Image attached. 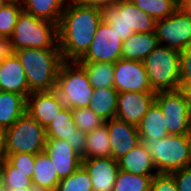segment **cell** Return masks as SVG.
<instances>
[{"label":"cell","mask_w":191,"mask_h":191,"mask_svg":"<svg viewBox=\"0 0 191 191\" xmlns=\"http://www.w3.org/2000/svg\"><path fill=\"white\" fill-rule=\"evenodd\" d=\"M102 20L101 9L67 0L58 24V45L64 61H79L86 54Z\"/></svg>","instance_id":"1"},{"label":"cell","mask_w":191,"mask_h":191,"mask_svg":"<svg viewBox=\"0 0 191 191\" xmlns=\"http://www.w3.org/2000/svg\"><path fill=\"white\" fill-rule=\"evenodd\" d=\"M14 53L24 68L30 93L55 90L64 62L60 49L22 48Z\"/></svg>","instance_id":"2"},{"label":"cell","mask_w":191,"mask_h":191,"mask_svg":"<svg viewBox=\"0 0 191 191\" xmlns=\"http://www.w3.org/2000/svg\"><path fill=\"white\" fill-rule=\"evenodd\" d=\"M11 51L22 48L60 49L58 24L22 10L18 15L14 32L9 37Z\"/></svg>","instance_id":"3"},{"label":"cell","mask_w":191,"mask_h":191,"mask_svg":"<svg viewBox=\"0 0 191 191\" xmlns=\"http://www.w3.org/2000/svg\"><path fill=\"white\" fill-rule=\"evenodd\" d=\"M150 152L158 173H171L188 167L191 134L168 135L162 139L140 138Z\"/></svg>","instance_id":"4"},{"label":"cell","mask_w":191,"mask_h":191,"mask_svg":"<svg viewBox=\"0 0 191 191\" xmlns=\"http://www.w3.org/2000/svg\"><path fill=\"white\" fill-rule=\"evenodd\" d=\"M143 64L155 92L181 88L180 51L159 44L143 60Z\"/></svg>","instance_id":"5"},{"label":"cell","mask_w":191,"mask_h":191,"mask_svg":"<svg viewBox=\"0 0 191 191\" xmlns=\"http://www.w3.org/2000/svg\"><path fill=\"white\" fill-rule=\"evenodd\" d=\"M55 91L71 109L88 107L94 94L85 69L77 61H64L59 69Z\"/></svg>","instance_id":"6"},{"label":"cell","mask_w":191,"mask_h":191,"mask_svg":"<svg viewBox=\"0 0 191 191\" xmlns=\"http://www.w3.org/2000/svg\"><path fill=\"white\" fill-rule=\"evenodd\" d=\"M103 20L123 41L134 33L155 32L156 20L135 6L131 0H121L117 5L102 10Z\"/></svg>","instance_id":"7"},{"label":"cell","mask_w":191,"mask_h":191,"mask_svg":"<svg viewBox=\"0 0 191 191\" xmlns=\"http://www.w3.org/2000/svg\"><path fill=\"white\" fill-rule=\"evenodd\" d=\"M46 129L27 112L6 129V154L45 151Z\"/></svg>","instance_id":"8"},{"label":"cell","mask_w":191,"mask_h":191,"mask_svg":"<svg viewBox=\"0 0 191 191\" xmlns=\"http://www.w3.org/2000/svg\"><path fill=\"white\" fill-rule=\"evenodd\" d=\"M155 102L163 111L169 135L191 134V103L182 88L156 92Z\"/></svg>","instance_id":"9"},{"label":"cell","mask_w":191,"mask_h":191,"mask_svg":"<svg viewBox=\"0 0 191 191\" xmlns=\"http://www.w3.org/2000/svg\"><path fill=\"white\" fill-rule=\"evenodd\" d=\"M155 33L159 44L181 52L191 44V16L179 7L156 21Z\"/></svg>","instance_id":"10"},{"label":"cell","mask_w":191,"mask_h":191,"mask_svg":"<svg viewBox=\"0 0 191 191\" xmlns=\"http://www.w3.org/2000/svg\"><path fill=\"white\" fill-rule=\"evenodd\" d=\"M123 41L112 30L110 25L102 20L97 27L94 39L86 54L78 63L105 62L115 63L121 59Z\"/></svg>","instance_id":"11"},{"label":"cell","mask_w":191,"mask_h":191,"mask_svg":"<svg viewBox=\"0 0 191 191\" xmlns=\"http://www.w3.org/2000/svg\"><path fill=\"white\" fill-rule=\"evenodd\" d=\"M113 87L122 92H155L149 82L143 61L119 59L114 63Z\"/></svg>","instance_id":"12"},{"label":"cell","mask_w":191,"mask_h":191,"mask_svg":"<svg viewBox=\"0 0 191 191\" xmlns=\"http://www.w3.org/2000/svg\"><path fill=\"white\" fill-rule=\"evenodd\" d=\"M156 92L118 93L116 118L137 126L155 102Z\"/></svg>","instance_id":"13"},{"label":"cell","mask_w":191,"mask_h":191,"mask_svg":"<svg viewBox=\"0 0 191 191\" xmlns=\"http://www.w3.org/2000/svg\"><path fill=\"white\" fill-rule=\"evenodd\" d=\"M64 107L55 90L31 92L27 97L26 112L45 129Z\"/></svg>","instance_id":"14"},{"label":"cell","mask_w":191,"mask_h":191,"mask_svg":"<svg viewBox=\"0 0 191 191\" xmlns=\"http://www.w3.org/2000/svg\"><path fill=\"white\" fill-rule=\"evenodd\" d=\"M45 151L61 180L74 173L82 165V157L66 140L46 139Z\"/></svg>","instance_id":"15"},{"label":"cell","mask_w":191,"mask_h":191,"mask_svg":"<svg viewBox=\"0 0 191 191\" xmlns=\"http://www.w3.org/2000/svg\"><path fill=\"white\" fill-rule=\"evenodd\" d=\"M105 123L109 132L111 157L114 160H118L141 142L137 126L117 118Z\"/></svg>","instance_id":"16"},{"label":"cell","mask_w":191,"mask_h":191,"mask_svg":"<svg viewBox=\"0 0 191 191\" xmlns=\"http://www.w3.org/2000/svg\"><path fill=\"white\" fill-rule=\"evenodd\" d=\"M82 166L91 177L93 191H113L118 161L112 157L82 158Z\"/></svg>","instance_id":"17"},{"label":"cell","mask_w":191,"mask_h":191,"mask_svg":"<svg viewBox=\"0 0 191 191\" xmlns=\"http://www.w3.org/2000/svg\"><path fill=\"white\" fill-rule=\"evenodd\" d=\"M0 91L14 92L24 96L30 95L24 68L14 52L3 59L0 74Z\"/></svg>","instance_id":"18"},{"label":"cell","mask_w":191,"mask_h":191,"mask_svg":"<svg viewBox=\"0 0 191 191\" xmlns=\"http://www.w3.org/2000/svg\"><path fill=\"white\" fill-rule=\"evenodd\" d=\"M120 170L138 175H155L157 170L153 164L150 152L142 142H139L131 151L119 158Z\"/></svg>","instance_id":"19"},{"label":"cell","mask_w":191,"mask_h":191,"mask_svg":"<svg viewBox=\"0 0 191 191\" xmlns=\"http://www.w3.org/2000/svg\"><path fill=\"white\" fill-rule=\"evenodd\" d=\"M158 45L155 32L134 33L123 40L121 59L143 61Z\"/></svg>","instance_id":"20"},{"label":"cell","mask_w":191,"mask_h":191,"mask_svg":"<svg viewBox=\"0 0 191 191\" xmlns=\"http://www.w3.org/2000/svg\"><path fill=\"white\" fill-rule=\"evenodd\" d=\"M67 0H20L24 11L37 18L59 24Z\"/></svg>","instance_id":"21"},{"label":"cell","mask_w":191,"mask_h":191,"mask_svg":"<svg viewBox=\"0 0 191 191\" xmlns=\"http://www.w3.org/2000/svg\"><path fill=\"white\" fill-rule=\"evenodd\" d=\"M27 99L14 92L0 91V125L11 127L26 113Z\"/></svg>","instance_id":"22"},{"label":"cell","mask_w":191,"mask_h":191,"mask_svg":"<svg viewBox=\"0 0 191 191\" xmlns=\"http://www.w3.org/2000/svg\"><path fill=\"white\" fill-rule=\"evenodd\" d=\"M140 138L162 139L169 135L162 109L154 102L137 125Z\"/></svg>","instance_id":"23"},{"label":"cell","mask_w":191,"mask_h":191,"mask_svg":"<svg viewBox=\"0 0 191 191\" xmlns=\"http://www.w3.org/2000/svg\"><path fill=\"white\" fill-rule=\"evenodd\" d=\"M32 185L55 191L60 179L46 151L36 154Z\"/></svg>","instance_id":"24"},{"label":"cell","mask_w":191,"mask_h":191,"mask_svg":"<svg viewBox=\"0 0 191 191\" xmlns=\"http://www.w3.org/2000/svg\"><path fill=\"white\" fill-rule=\"evenodd\" d=\"M118 92L114 87L94 89L88 108L104 121L116 118Z\"/></svg>","instance_id":"25"},{"label":"cell","mask_w":191,"mask_h":191,"mask_svg":"<svg viewBox=\"0 0 191 191\" xmlns=\"http://www.w3.org/2000/svg\"><path fill=\"white\" fill-rule=\"evenodd\" d=\"M77 129L72 109L65 106L47 126L46 138L70 141Z\"/></svg>","instance_id":"26"},{"label":"cell","mask_w":191,"mask_h":191,"mask_svg":"<svg viewBox=\"0 0 191 191\" xmlns=\"http://www.w3.org/2000/svg\"><path fill=\"white\" fill-rule=\"evenodd\" d=\"M87 144L82 158L111 157V144L106 123L86 134Z\"/></svg>","instance_id":"27"},{"label":"cell","mask_w":191,"mask_h":191,"mask_svg":"<svg viewBox=\"0 0 191 191\" xmlns=\"http://www.w3.org/2000/svg\"><path fill=\"white\" fill-rule=\"evenodd\" d=\"M86 71L94 89L113 87L114 63L91 62L79 63Z\"/></svg>","instance_id":"28"},{"label":"cell","mask_w":191,"mask_h":191,"mask_svg":"<svg viewBox=\"0 0 191 191\" xmlns=\"http://www.w3.org/2000/svg\"><path fill=\"white\" fill-rule=\"evenodd\" d=\"M154 175H138L118 170L113 191H150Z\"/></svg>","instance_id":"29"},{"label":"cell","mask_w":191,"mask_h":191,"mask_svg":"<svg viewBox=\"0 0 191 191\" xmlns=\"http://www.w3.org/2000/svg\"><path fill=\"white\" fill-rule=\"evenodd\" d=\"M131 2L156 21L167 18L180 7L176 0H131Z\"/></svg>","instance_id":"30"},{"label":"cell","mask_w":191,"mask_h":191,"mask_svg":"<svg viewBox=\"0 0 191 191\" xmlns=\"http://www.w3.org/2000/svg\"><path fill=\"white\" fill-rule=\"evenodd\" d=\"M33 172H22L6 159L0 163V179L7 189L29 188L32 185Z\"/></svg>","instance_id":"31"},{"label":"cell","mask_w":191,"mask_h":191,"mask_svg":"<svg viewBox=\"0 0 191 191\" xmlns=\"http://www.w3.org/2000/svg\"><path fill=\"white\" fill-rule=\"evenodd\" d=\"M55 191H93L91 177L81 165L67 178L61 179Z\"/></svg>","instance_id":"32"},{"label":"cell","mask_w":191,"mask_h":191,"mask_svg":"<svg viewBox=\"0 0 191 191\" xmlns=\"http://www.w3.org/2000/svg\"><path fill=\"white\" fill-rule=\"evenodd\" d=\"M22 10L19 2H8L0 9V36L9 38L12 35Z\"/></svg>","instance_id":"33"},{"label":"cell","mask_w":191,"mask_h":191,"mask_svg":"<svg viewBox=\"0 0 191 191\" xmlns=\"http://www.w3.org/2000/svg\"><path fill=\"white\" fill-rule=\"evenodd\" d=\"M72 115L76 127L86 134L105 123L102 118L88 107L72 109Z\"/></svg>","instance_id":"34"},{"label":"cell","mask_w":191,"mask_h":191,"mask_svg":"<svg viewBox=\"0 0 191 191\" xmlns=\"http://www.w3.org/2000/svg\"><path fill=\"white\" fill-rule=\"evenodd\" d=\"M5 159L14 167L22 172H34L36 154L16 153L6 154Z\"/></svg>","instance_id":"35"},{"label":"cell","mask_w":191,"mask_h":191,"mask_svg":"<svg viewBox=\"0 0 191 191\" xmlns=\"http://www.w3.org/2000/svg\"><path fill=\"white\" fill-rule=\"evenodd\" d=\"M150 191H178V189L171 173H157L152 179Z\"/></svg>","instance_id":"36"},{"label":"cell","mask_w":191,"mask_h":191,"mask_svg":"<svg viewBox=\"0 0 191 191\" xmlns=\"http://www.w3.org/2000/svg\"><path fill=\"white\" fill-rule=\"evenodd\" d=\"M191 81V44L180 52V86Z\"/></svg>","instance_id":"37"},{"label":"cell","mask_w":191,"mask_h":191,"mask_svg":"<svg viewBox=\"0 0 191 191\" xmlns=\"http://www.w3.org/2000/svg\"><path fill=\"white\" fill-rule=\"evenodd\" d=\"M178 191H191V168H182L171 172Z\"/></svg>","instance_id":"38"},{"label":"cell","mask_w":191,"mask_h":191,"mask_svg":"<svg viewBox=\"0 0 191 191\" xmlns=\"http://www.w3.org/2000/svg\"><path fill=\"white\" fill-rule=\"evenodd\" d=\"M67 142L72 146V149L78 153V155L81 157L84 156L87 144L86 133L80 129H77L75 131V135L70 139V141Z\"/></svg>","instance_id":"39"},{"label":"cell","mask_w":191,"mask_h":191,"mask_svg":"<svg viewBox=\"0 0 191 191\" xmlns=\"http://www.w3.org/2000/svg\"><path fill=\"white\" fill-rule=\"evenodd\" d=\"M81 6H91L103 10L105 7L115 6L121 0H70Z\"/></svg>","instance_id":"40"},{"label":"cell","mask_w":191,"mask_h":191,"mask_svg":"<svg viewBox=\"0 0 191 191\" xmlns=\"http://www.w3.org/2000/svg\"><path fill=\"white\" fill-rule=\"evenodd\" d=\"M9 38L0 36V59L6 58L11 53Z\"/></svg>","instance_id":"41"},{"label":"cell","mask_w":191,"mask_h":191,"mask_svg":"<svg viewBox=\"0 0 191 191\" xmlns=\"http://www.w3.org/2000/svg\"><path fill=\"white\" fill-rule=\"evenodd\" d=\"M6 128L0 125V163L6 157Z\"/></svg>","instance_id":"42"},{"label":"cell","mask_w":191,"mask_h":191,"mask_svg":"<svg viewBox=\"0 0 191 191\" xmlns=\"http://www.w3.org/2000/svg\"><path fill=\"white\" fill-rule=\"evenodd\" d=\"M7 191H49L46 188H41L35 185H31L29 188H14V189H7Z\"/></svg>","instance_id":"43"},{"label":"cell","mask_w":191,"mask_h":191,"mask_svg":"<svg viewBox=\"0 0 191 191\" xmlns=\"http://www.w3.org/2000/svg\"><path fill=\"white\" fill-rule=\"evenodd\" d=\"M180 8L191 16V0H181Z\"/></svg>","instance_id":"44"},{"label":"cell","mask_w":191,"mask_h":191,"mask_svg":"<svg viewBox=\"0 0 191 191\" xmlns=\"http://www.w3.org/2000/svg\"><path fill=\"white\" fill-rule=\"evenodd\" d=\"M182 89L185 91L187 98L191 103V81H189Z\"/></svg>","instance_id":"45"},{"label":"cell","mask_w":191,"mask_h":191,"mask_svg":"<svg viewBox=\"0 0 191 191\" xmlns=\"http://www.w3.org/2000/svg\"><path fill=\"white\" fill-rule=\"evenodd\" d=\"M0 191H7V187L4 185L1 179H0Z\"/></svg>","instance_id":"46"},{"label":"cell","mask_w":191,"mask_h":191,"mask_svg":"<svg viewBox=\"0 0 191 191\" xmlns=\"http://www.w3.org/2000/svg\"><path fill=\"white\" fill-rule=\"evenodd\" d=\"M188 168H191V144H190V148H189Z\"/></svg>","instance_id":"47"},{"label":"cell","mask_w":191,"mask_h":191,"mask_svg":"<svg viewBox=\"0 0 191 191\" xmlns=\"http://www.w3.org/2000/svg\"><path fill=\"white\" fill-rule=\"evenodd\" d=\"M8 3V0H0V9Z\"/></svg>","instance_id":"48"},{"label":"cell","mask_w":191,"mask_h":191,"mask_svg":"<svg viewBox=\"0 0 191 191\" xmlns=\"http://www.w3.org/2000/svg\"><path fill=\"white\" fill-rule=\"evenodd\" d=\"M2 63H3V60L0 59V74H1Z\"/></svg>","instance_id":"49"},{"label":"cell","mask_w":191,"mask_h":191,"mask_svg":"<svg viewBox=\"0 0 191 191\" xmlns=\"http://www.w3.org/2000/svg\"><path fill=\"white\" fill-rule=\"evenodd\" d=\"M20 0H8V2H19Z\"/></svg>","instance_id":"50"}]
</instances>
